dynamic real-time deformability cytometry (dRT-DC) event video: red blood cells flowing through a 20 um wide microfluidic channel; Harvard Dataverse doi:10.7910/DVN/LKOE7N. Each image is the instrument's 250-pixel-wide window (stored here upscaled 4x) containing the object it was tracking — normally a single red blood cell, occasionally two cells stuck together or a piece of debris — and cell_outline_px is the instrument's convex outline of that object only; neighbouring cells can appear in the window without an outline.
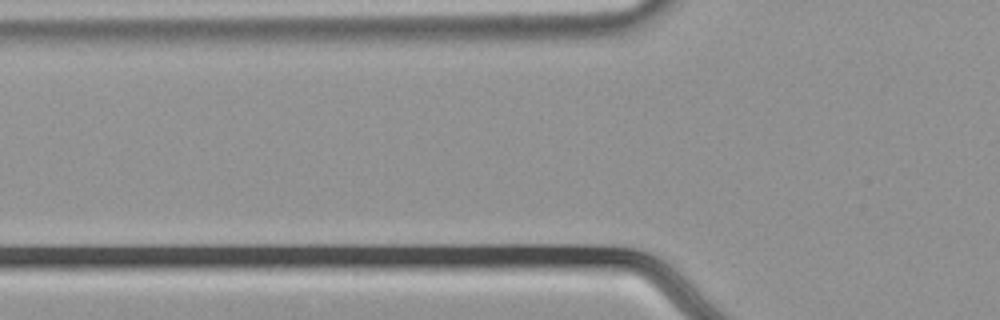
{"species": "common noctule bat (a hibernating species)", "species_latin": "Nyctalus noctula", "temperature_condition": "cold", "stored_images_in_passage": 4, "camera_frame_rate_fps": 3000, "um_per_image_px": 0.085, "animal": {"sex": "male", "body_mass_g": 21.5, "forearm_length_mm": 52.0}, "frame": {"image": 1, "passage_image": 3, "time_ms": 0.667, "image_size_px": [1000, 320], "cell_outline_px": [[648, 280], [576, 272], [572, 268], [572, 252], [624, 252], [640, 256]], "centroid_in_image_um": [51.8, 22.47], "position_along_channel_um": 74.0, "area_um2": 11.85}}